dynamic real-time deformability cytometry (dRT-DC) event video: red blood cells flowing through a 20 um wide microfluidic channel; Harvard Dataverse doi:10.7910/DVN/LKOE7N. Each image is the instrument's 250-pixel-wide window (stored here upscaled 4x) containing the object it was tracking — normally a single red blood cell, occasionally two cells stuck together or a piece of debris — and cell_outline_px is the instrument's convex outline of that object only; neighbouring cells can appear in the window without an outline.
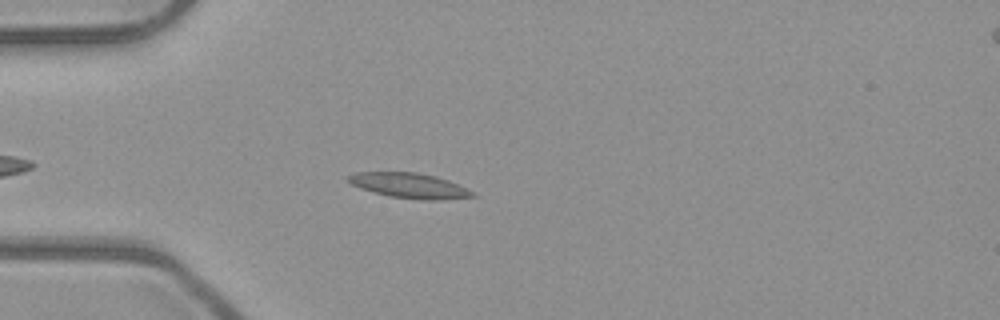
{"species": "common noctule bat (a hibernating species)", "species_latin": "Nyctalus noctula", "temperature_condition": "room temperature", "stored_images_in_passage": 45, "camera_frame_rate_fps": 3000, "um_per_image_px": 0.085, "animal": {"sex": "male", "body_mass_g": 23.1, "forearm_length_mm": 52.7}, "frame": {"image": 1, "passage_image": 8, "time_ms": 2.333, "image_size_px": [1000, 320], "cell_outline_px": [[476, 196], [440, 200], [420, 200], [388, 196], [360, 188], [352, 184], [348, 180], [348, 176], [356, 172], [416, 172], [436, 176], [448, 180], [476, 192]], "centroid_in_image_um": [34.84, 15.78], "position_along_channel_um": 50.2, "area_um2": 18.21}}
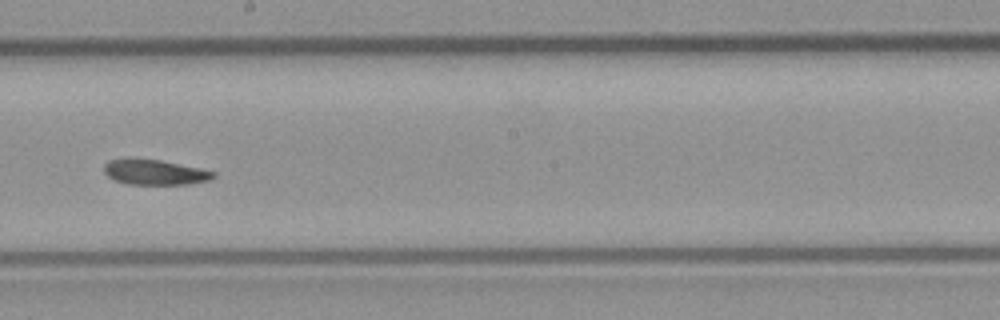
{"frame": {"image": 2, "passage_image": 23, "time_ms": 7.333, "image_size_px": [1000, 320], "cell_outline_px": [[216, 176], [212, 180], [188, 184], [128, 184], [116, 180], [108, 176], [104, 172], [104, 164], [108, 160], [128, 156], [160, 160], [200, 168], [216, 172]], "centroid_in_image_um": [13.14, 14.61], "position_along_channel_um": 235.1, "area_um2": 16.47}}
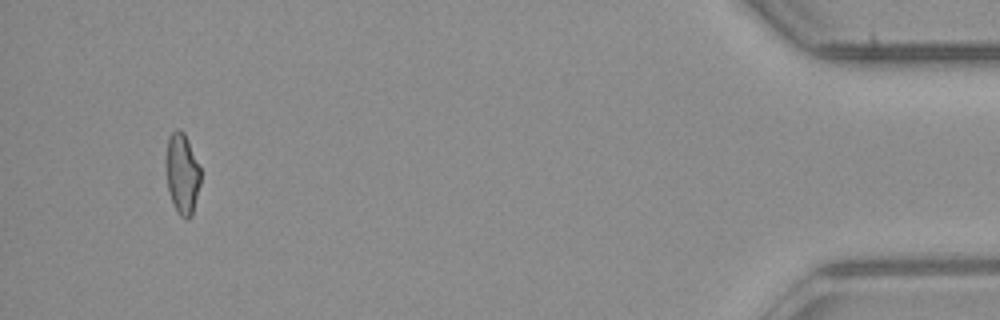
{"frame": {"image": 3, "passage_image": 45, "time_ms": 14.667, "image_size_px": [1000, 320], "cell_outline_px": [[200, 184], [192, 216], [188, 220], [180, 216], [172, 200], [168, 188], [164, 160], [168, 136], [176, 128], [180, 128], [184, 132], [200, 168]], "centroid_in_image_um": [15.46, 14.72], "position_along_channel_um": 419.7, "area_um2": 16.42}, "authors_computed_cell_mechanics": {"area_um2": 16.5886, "velocity_mm_per_s": 3.958, "shape_relaxation_time_tau1_ms": null, "shape_relaxation_time_tau2_ms": 7.3953, "deformation_change_tau1": null, "deformation_change_tau2": 0.1291}}